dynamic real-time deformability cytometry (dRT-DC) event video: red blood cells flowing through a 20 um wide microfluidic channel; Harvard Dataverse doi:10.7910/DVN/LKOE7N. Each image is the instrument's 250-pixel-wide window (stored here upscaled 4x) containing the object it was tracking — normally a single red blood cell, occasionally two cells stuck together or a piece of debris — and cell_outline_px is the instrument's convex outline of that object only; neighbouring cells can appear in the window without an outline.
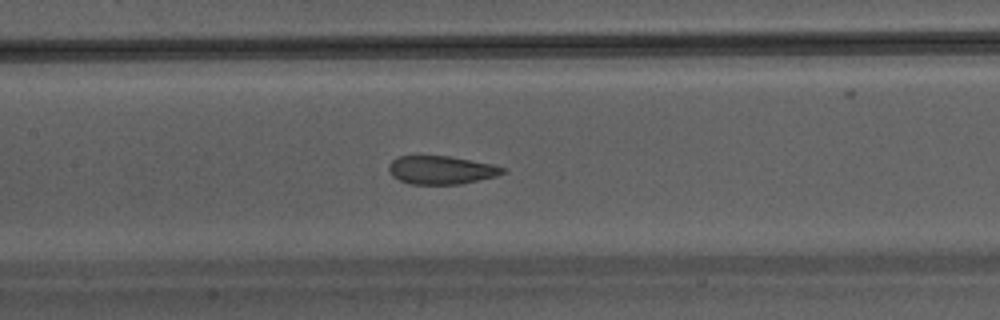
{"species": "Egyptian fruit bat (a non-hibernating species)", "species_latin": "Rousettus aegyptiacus", "temperature_condition": "warm", "stored_images_in_passage": 47, "camera_frame_rate_fps": 3000, "um_per_image_px": 0.085, "animal": {"sex": "male"}, "frame": {"image": 1, "passage_image": 23, "time_ms": 7.333, "image_size_px": [1000, 320], "cell_outline_px": [[504, 172], [496, 176], [460, 184], [412, 184], [400, 180], [392, 176], [388, 172], [388, 164], [392, 160], [400, 156], [416, 152], [448, 156], [492, 164], [504, 168]], "centroid_in_image_um": [37.4, 14.4], "position_along_channel_um": 170.0, "area_um2": 19.31}}
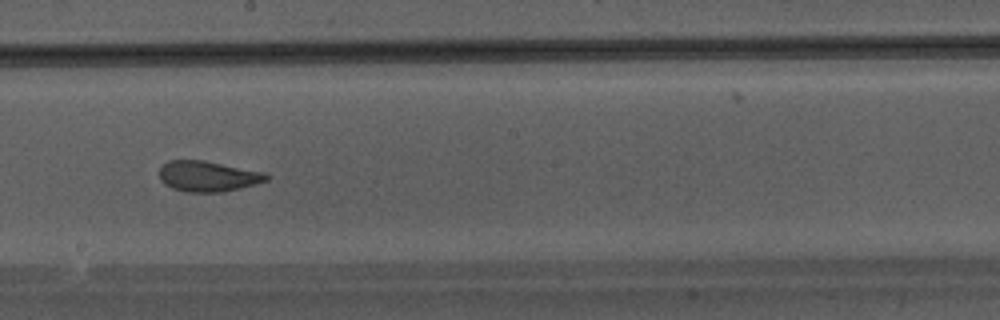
{"frame": {"image": 2, "passage_image": 27, "time_ms": 8.667, "image_size_px": [1000, 320], "cell_outline_px": [[268, 180], [256, 184], [224, 192], [184, 192], [172, 188], [164, 184], [160, 180], [160, 168], [168, 160], [204, 160], [264, 172], [268, 176]], "centroid_in_image_um": [17.66, 14.99], "position_along_channel_um": 230.5, "area_um2": 19.13}}
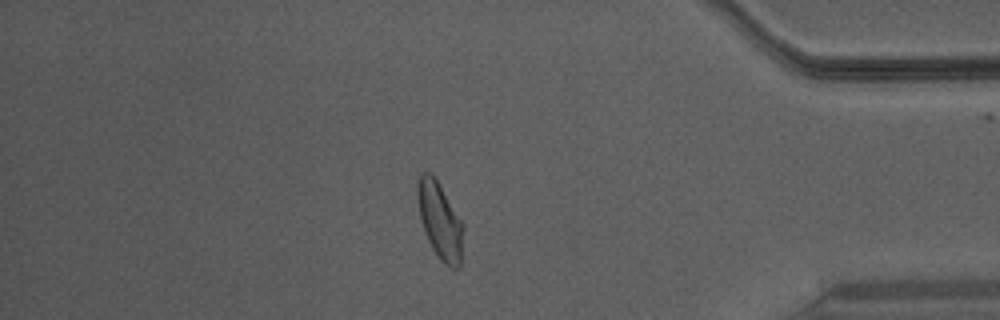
{"frame": {"image": 3, "passage_image": 40, "time_ms": 13.0, "image_size_px": [1000, 320], "cell_outline_px": [[464, 228], [460, 268], [452, 268], [444, 264], [440, 260], [432, 248], [424, 232], [420, 216], [416, 192], [416, 184], [420, 172], [428, 172], [436, 180], [464, 224]], "centroid_in_image_um": [37.39, 18.78], "position_along_channel_um": 397.8, "area_um2": 20.4}}